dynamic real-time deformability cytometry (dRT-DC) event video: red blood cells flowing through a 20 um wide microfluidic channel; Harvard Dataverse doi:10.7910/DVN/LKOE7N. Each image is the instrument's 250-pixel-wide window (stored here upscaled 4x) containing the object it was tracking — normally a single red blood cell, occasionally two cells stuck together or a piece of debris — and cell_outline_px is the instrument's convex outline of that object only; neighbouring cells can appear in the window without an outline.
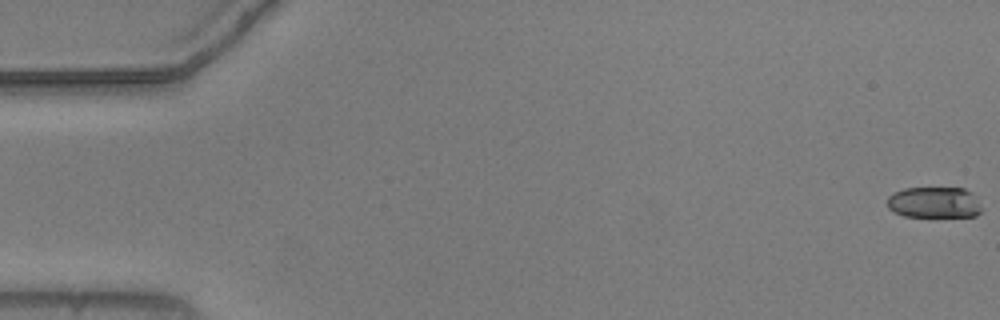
{"species": "common noctule bat (a hibernating species)", "species_latin": "Nyctalus noctula", "temperature_condition": "warm", "stored_images_in_passage": 55, "camera_frame_rate_fps": 3000, "um_per_image_px": 0.085, "animal": {"sex": "male", "body_mass_g": 20.5, "forearm_length_mm": 52.5}, "frame": {"image": 1, "passage_image": 1, "time_ms": 0.0, "image_size_px": [1000, 320], "cell_outline_px": [[984, 208], [976, 216], [904, 216], [888, 208], [888, 196], [892, 192], [904, 188], [964, 188], [972, 192]], "centroid_in_image_um": [79.44, 17.2], "position_along_channel_um": 5.6, "area_um2": 17.22}}
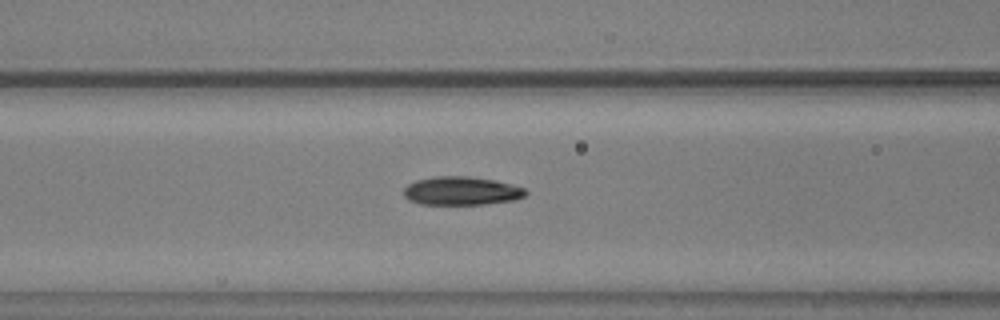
{"frame": {"image": 2, "passage_image": 23, "time_ms": 7.333, "image_size_px": [1000, 320], "cell_outline_px": [[528, 192], [524, 196], [516, 200], [484, 204], [420, 204], [408, 200], [404, 196], [404, 188], [408, 184], [416, 180], [432, 176], [468, 176], [496, 180], [512, 184], [524, 188]], "centroid_in_image_um": [39.22, 16.22], "position_along_channel_um": 127.4, "area_um2": 20.4}}
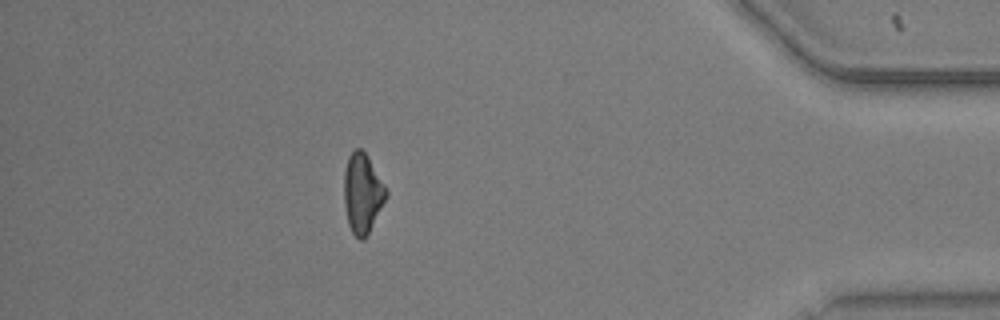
{"frame": {"image": 3, "passage_image": 49, "time_ms": 16.0, "image_size_px": [1000, 320], "cell_outline_px": [[388, 196], [364, 240], [360, 240], [352, 232], [348, 224], [344, 204], [344, 172], [348, 156], [356, 148], [360, 148], [368, 156], [384, 184], [388, 192]], "centroid_in_image_um": [30.81, 16.42], "position_along_channel_um": 404.4, "area_um2": 19.48}, "authors_computed_cell_mechanics": {"area_um2": 20.0566, "velocity_mm_per_s": 3.7227, "shape_relaxation_time_tau1_ms": 8.1177, "shape_relaxation_time_tau2_ms": 3.646, "deformation_change_tau1": 0.1942, "deformation_change_tau2": 0.0969}}